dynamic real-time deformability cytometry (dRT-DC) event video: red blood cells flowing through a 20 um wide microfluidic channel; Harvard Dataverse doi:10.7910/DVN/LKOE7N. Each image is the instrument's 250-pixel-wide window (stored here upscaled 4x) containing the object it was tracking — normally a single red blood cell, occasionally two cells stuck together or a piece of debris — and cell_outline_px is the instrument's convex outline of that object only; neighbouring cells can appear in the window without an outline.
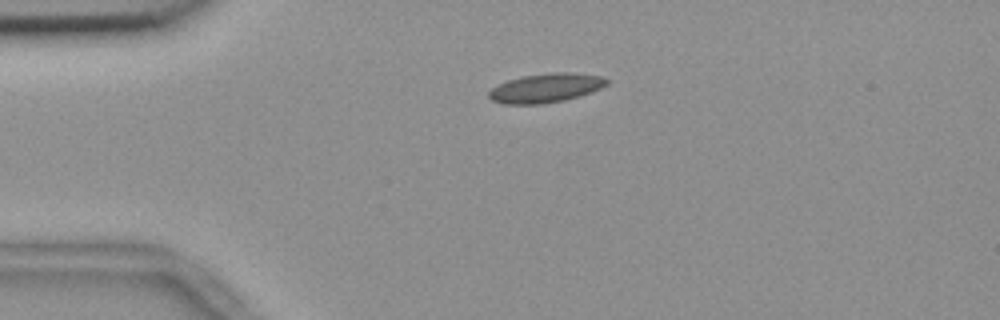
{"species": "common noctule bat (a hibernating species)", "species_latin": "Nyctalus noctula", "temperature_condition": "room temperature", "stored_images_in_passage": 19, "camera_frame_rate_fps": 3000, "um_per_image_px": 0.085, "animal": {"sex": "female", "body_mass_g": 18.4}, "frame": {"image": 1, "passage_image": 1, "time_ms": 0.0, "image_size_px": [1000, 320], "cell_outline_px": [[608, 84], [592, 92], [564, 100], [540, 104], [504, 104], [492, 100], [488, 96], [488, 92], [492, 88], [508, 80], [524, 76], [552, 72], [572, 72], [604, 76], [608, 80]], "centroid_in_image_um": [46.42, 7.47], "position_along_channel_um": 38.6, "area_um2": 19.94}}
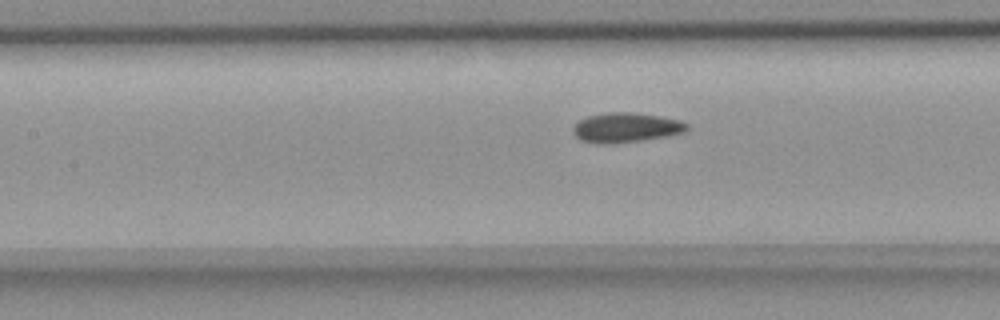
{"frame": {"image": 2, "passage_image": 13, "time_ms": 4.0, "image_size_px": [1000, 320], "cell_outline_px": [[688, 128], [684, 132], [668, 136], [644, 140], [612, 144], [596, 144], [580, 140], [572, 132], [572, 128], [580, 120], [588, 116], [608, 112], [632, 112], [660, 116], [680, 120], [688, 124]], "centroid_in_image_um": [53.2, 10.85], "position_along_channel_um": 154.2, "area_um2": 19.88}}
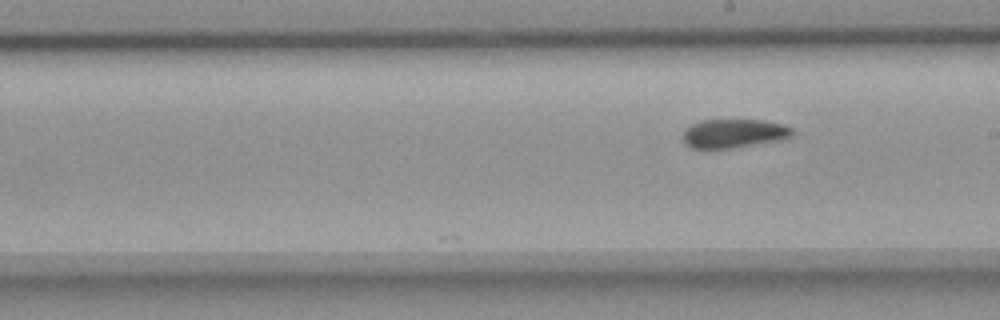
{"frame": {"image": 3, "passage_image": 19, "time_ms": 6.0, "image_size_px": [1000, 320], "cell_outline_px": [[792, 132], [788, 136], [776, 140], [732, 148], [692, 148], [684, 144], [680, 136], [684, 128], [700, 120], [764, 120], [784, 124], [792, 128]], "centroid_in_image_um": [62.25, 11.33], "position_along_channel_um": 226.7, "area_um2": 18.32}}